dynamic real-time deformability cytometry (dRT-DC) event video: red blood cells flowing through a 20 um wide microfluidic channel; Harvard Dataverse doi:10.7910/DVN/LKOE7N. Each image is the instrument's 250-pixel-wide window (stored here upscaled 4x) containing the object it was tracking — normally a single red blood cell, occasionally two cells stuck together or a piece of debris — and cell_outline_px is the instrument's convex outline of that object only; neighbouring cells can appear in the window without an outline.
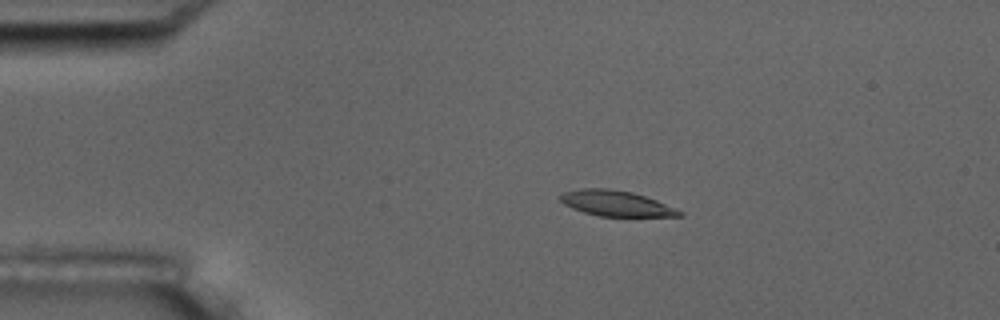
{"species": "common noctule bat (a hibernating species)", "species_latin": "Nyctalus noctula", "temperature_condition": "room temperature", "stored_images_in_passage": 6, "camera_frame_rate_fps": 3000, "um_per_image_px": 0.085, "animal": {"sex": "male", "body_mass_g": 17.5, "forearm_length_mm": 52.3}, "frame": {"image": 1, "passage_image": 3, "time_ms": 2.0, "image_size_px": [1000, 320], "cell_outline_px": [[684, 216], [600, 216], [584, 212], [572, 208], [564, 204], [560, 200], [560, 196], [564, 192], [580, 188], [608, 188], [632, 192], [656, 200], [684, 212]], "centroid_in_image_um": [52.36, 17.28], "position_along_channel_um": 32.6, "area_um2": 17.57}}
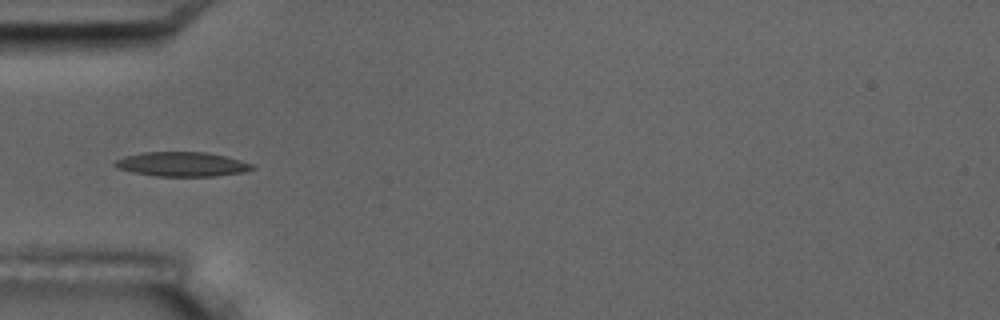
{"frame": {"image": 2, "passage_image": 5, "time_ms": 4.333, "image_size_px": [1000, 320], "cell_outline_px": [[256, 168], [240, 172], [216, 176], [156, 176], [132, 172], [116, 168], [112, 164], [116, 160], [124, 156], [144, 152], [204, 152], [224, 156], [240, 160], [252, 164]], "centroid_in_image_um": [15.41, 13.96], "position_along_channel_um": 69.6, "area_um2": 19.42}}